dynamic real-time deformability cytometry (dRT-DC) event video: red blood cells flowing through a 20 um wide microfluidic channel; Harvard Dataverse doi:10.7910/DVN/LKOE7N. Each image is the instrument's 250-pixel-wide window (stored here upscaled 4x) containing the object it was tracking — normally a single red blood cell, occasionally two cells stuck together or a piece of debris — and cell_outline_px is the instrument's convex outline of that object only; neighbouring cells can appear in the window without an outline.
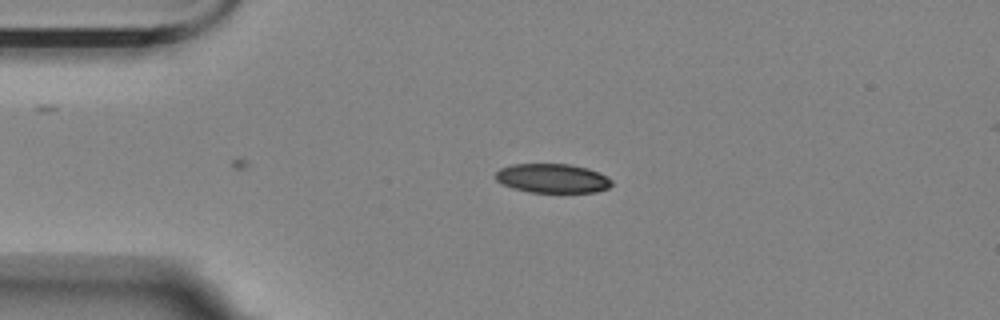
{"species": "Egyptian fruit bat (a non-hibernating species)", "species_latin": "Rousettus aegyptiacus", "temperature_condition": "room temperature", "stored_images_in_passage": 4, "camera_frame_rate_fps": 3000, "um_per_image_px": 0.085, "animal": {"sex": "female"}, "frame": {"image": 1, "passage_image": 3, "time_ms": 2.333, "image_size_px": [1000, 320], "cell_outline_px": [[612, 184], [608, 188], [596, 192], [528, 192], [512, 188], [500, 184], [496, 180], [496, 172], [500, 168], [512, 164], [568, 164], [588, 168], [600, 172], [608, 176], [612, 180]], "centroid_in_image_um": [46.96, 15.16], "position_along_channel_um": 38.0, "area_um2": 19.94}}